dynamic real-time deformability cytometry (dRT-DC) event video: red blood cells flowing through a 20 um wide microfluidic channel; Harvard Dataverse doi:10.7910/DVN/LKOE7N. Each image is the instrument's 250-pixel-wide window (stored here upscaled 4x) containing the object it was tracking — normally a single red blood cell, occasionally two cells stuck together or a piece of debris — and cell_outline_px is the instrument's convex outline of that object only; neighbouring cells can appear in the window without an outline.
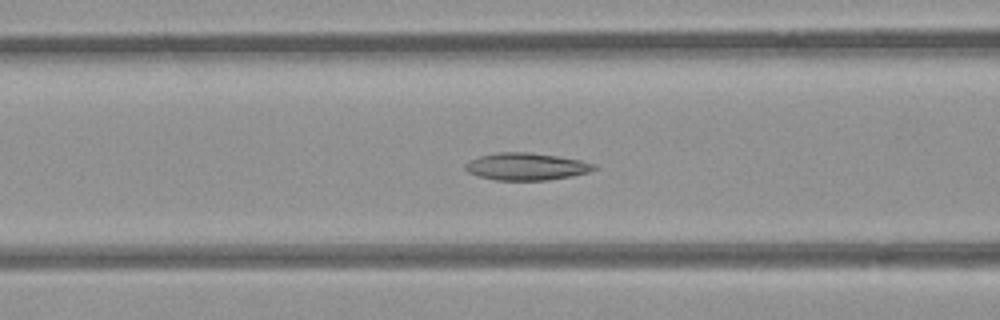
{"species": "common noctule bat (a hibernating species)", "species_latin": "Nyctalus noctula", "temperature_condition": "room temperature", "stored_images_in_passage": 53, "camera_frame_rate_fps": 3000, "um_per_image_px": 0.085, "animal": {"sex": "female", "body_mass_g": 21.9}, "frame": {"image": 1, "passage_image": 21, "time_ms": 6.667, "image_size_px": [1000, 320], "cell_outline_px": [[596, 168], [588, 172], [572, 176], [548, 180], [496, 180], [480, 176], [468, 172], [464, 168], [464, 164], [468, 160], [480, 156], [500, 152], [528, 152], [556, 156], [580, 160], [596, 164]], "centroid_in_image_um": [44.72, 14.15], "position_along_channel_um": 121.9, "area_um2": 20.35}}
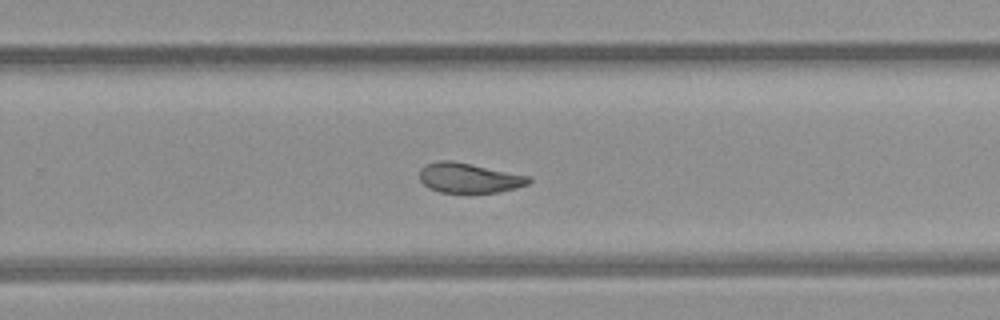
{"frame": {"image": 2, "passage_image": 34, "time_ms": 11.0, "image_size_px": [1000, 320], "cell_outline_px": [[532, 180], [528, 184], [516, 188], [500, 192], [440, 192], [428, 188], [420, 180], [420, 168], [436, 160], [452, 160], [532, 176]], "centroid_in_image_um": [39.89, 15.11], "position_along_channel_um": 289.9, "area_um2": 19.13}}
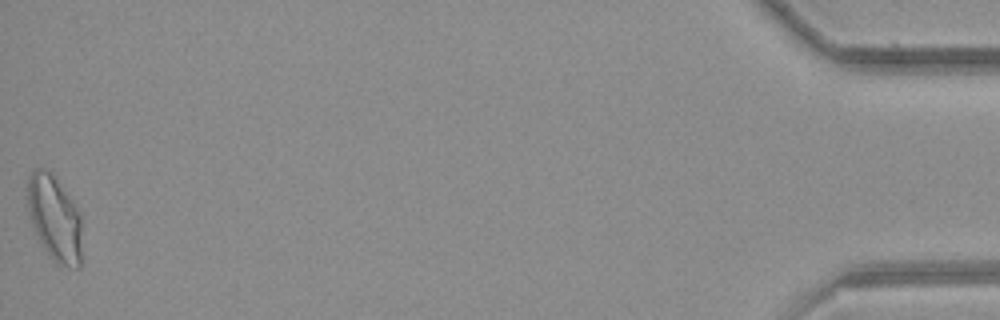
{"frame": {"image": 3, "passage_image": 53, "time_ms": 17.333, "image_size_px": [1000, 320], "cell_outline_px": [[80, 268], [68, 268], [56, 264], [40, 244], [32, 224], [28, 212], [28, 176], [36, 168], [44, 168], [52, 172], [56, 176], [76, 208], [80, 216]], "centroid_in_image_um": [4.62, 18.56], "position_along_channel_um": 430.6, "area_um2": 27.11}, "authors_computed_cell_mechanics": {"area_um2": 21.097, "velocity_mm_per_s": 3.8838, "shape_relaxation_time_tau1_ms": null, "shape_relaxation_time_tau2_ms": 2.5533, "deformation_change_tau1": null, "deformation_change_tau2": 0.0879}}